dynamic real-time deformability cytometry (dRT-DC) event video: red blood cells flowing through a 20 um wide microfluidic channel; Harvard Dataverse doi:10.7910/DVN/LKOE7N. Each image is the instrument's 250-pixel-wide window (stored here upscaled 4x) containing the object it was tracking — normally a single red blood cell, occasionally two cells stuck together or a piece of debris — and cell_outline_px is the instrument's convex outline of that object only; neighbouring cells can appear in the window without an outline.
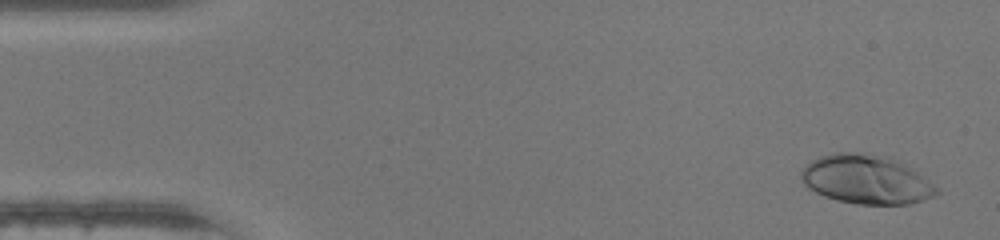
{"species": "human", "species_latin": "Homo sapiens", "temperature_condition": "warm", "stored_images_in_passage": 47, "camera_frame_rate_fps": 3000, "um_per_image_px": 0.085, "donor": {"sex": "female"}, "frame": {"image": 1, "passage_image": 2, "time_ms": 0.333, "image_size_px": [1000, 240], "cell_outline_px": [[940, 192], [924, 200], [908, 204], [856, 204], [836, 200], [824, 196], [808, 188], [804, 184], [800, 176], [800, 172], [812, 160], [820, 156], [836, 152], [852, 152], [888, 156], [900, 160], [940, 188]], "centroid_in_image_um": [73.65, 15.25], "position_along_channel_um": 11.3, "area_um2": 38.84}}
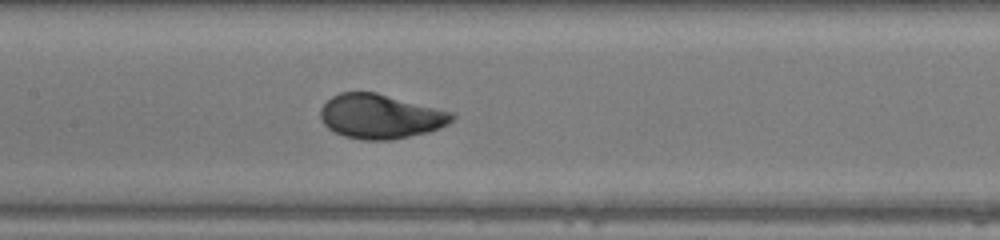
{"frame": {"image": 2, "passage_image": 22, "time_ms": 7.0, "image_size_px": [1000, 240], "cell_outline_px": [[456, 116], [448, 124], [440, 128], [428, 132], [388, 140], [364, 140], [344, 136], [328, 128], [324, 124], [320, 116], [320, 108], [332, 96], [340, 92], [376, 92], [452, 112]], "centroid_in_image_um": [32.33, 9.89], "position_along_channel_um": 175.1, "area_um2": 33.87}}
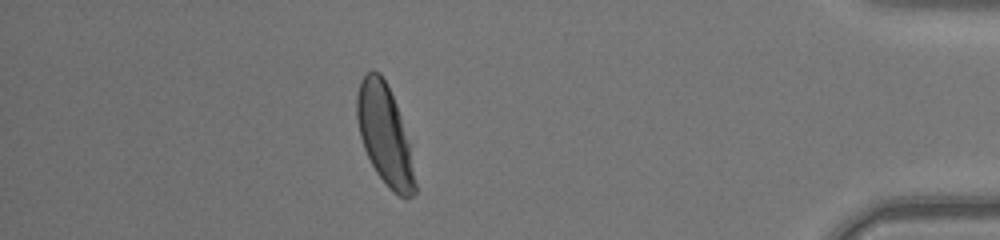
{"frame": {"image": 3, "passage_image": 41, "time_ms": 13.333, "image_size_px": [1000, 240], "cell_outline_px": [[416, 192], [412, 196], [400, 196], [392, 192], [388, 188], [376, 172], [364, 148], [360, 136], [356, 116], [356, 96], [360, 80], [368, 72], [380, 72], [396, 104], [408, 140], [416, 184]], "centroid_in_image_um": [32.68, 11.48], "position_along_channel_um": 402.5, "area_um2": 33.23}, "authors_computed_cell_mechanics": {"area_um2": 33.9864, "velocity_mm_per_s": 4.3647, "shape_relaxation_time_tau1_ms": 2.9748, "shape_relaxation_time_tau2_ms": null, "deformation_change_tau1": 0.2048, "deformation_change_tau2": null}}